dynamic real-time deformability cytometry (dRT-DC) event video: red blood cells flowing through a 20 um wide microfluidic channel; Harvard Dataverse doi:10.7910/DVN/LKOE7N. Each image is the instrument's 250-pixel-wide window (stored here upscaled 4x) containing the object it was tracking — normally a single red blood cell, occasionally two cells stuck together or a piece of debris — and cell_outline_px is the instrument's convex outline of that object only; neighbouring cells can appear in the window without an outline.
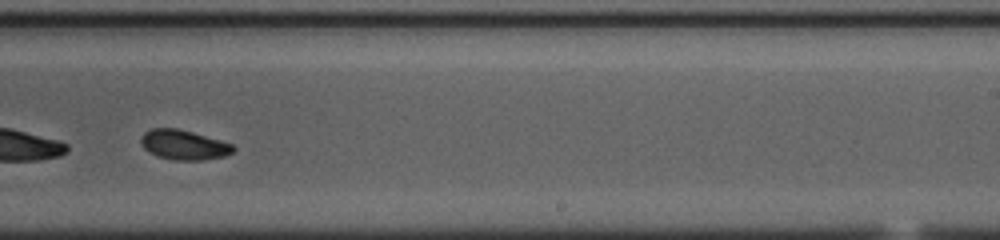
{"species": "common noctule bat (a hibernating species)", "species_latin": "Nyctalus noctula", "temperature_condition": "cold", "stored_images_in_passage": 44, "segment_of_instrument_passage": [2, 2], "camera_frame_rate_fps": 3000, "um_per_image_px": 0.085, "animal": {"sex": "female", "body_mass_g": 23.0, "forearm_length_mm": 53.4}, "frame": {"image": 1, "passage_image": 30, "time_ms": 9.667, "image_size_px": [1000, 240], "cell_outline_px": [[236, 148], [232, 152], [224, 156], [204, 160], [172, 160], [156, 156], [148, 152], [144, 148], [140, 140], [144, 132], [152, 128], [176, 128], [192, 132], [220, 140], [232, 144]], "centroid_in_image_um": [15.6, 12.32], "position_along_channel_um": 273.4, "area_um2": 16.01}}